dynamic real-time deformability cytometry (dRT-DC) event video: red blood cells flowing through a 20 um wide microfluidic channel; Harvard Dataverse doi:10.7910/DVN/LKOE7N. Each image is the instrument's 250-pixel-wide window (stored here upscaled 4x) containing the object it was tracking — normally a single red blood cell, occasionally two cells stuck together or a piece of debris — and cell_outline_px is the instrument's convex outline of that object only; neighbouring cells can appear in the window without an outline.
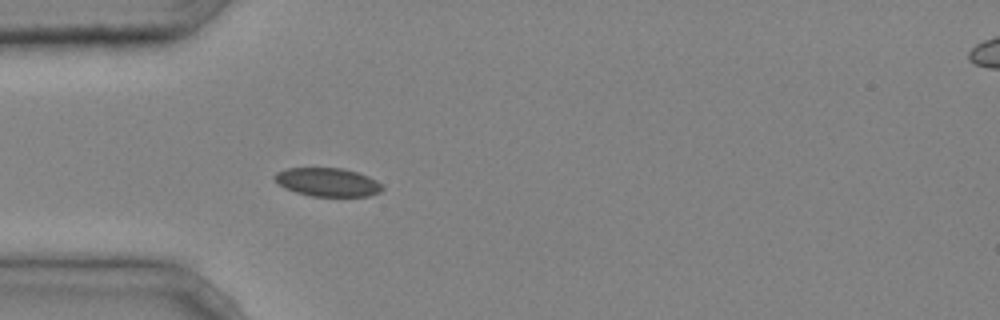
{"species": "common noctule bat (a hibernating species)", "species_latin": "Nyctalus noctula", "temperature_condition": "cold", "stored_images_in_passage": 3, "camera_frame_rate_fps": 3000, "um_per_image_px": 0.085, "animal": {"sex": "male", "body_mass_g": 20.4}, "frame": {"image": 1, "passage_image": 3, "time_ms": 0.667, "image_size_px": [1000, 320], "cell_outline_px": [[384, 188], [380, 192], [368, 196], [312, 196], [296, 192], [284, 188], [272, 176], [276, 172], [288, 168], [344, 168], [368, 176], [376, 180]], "centroid_in_image_um": [27.84, 15.48], "position_along_channel_um": 57.2, "area_um2": 17.8}}